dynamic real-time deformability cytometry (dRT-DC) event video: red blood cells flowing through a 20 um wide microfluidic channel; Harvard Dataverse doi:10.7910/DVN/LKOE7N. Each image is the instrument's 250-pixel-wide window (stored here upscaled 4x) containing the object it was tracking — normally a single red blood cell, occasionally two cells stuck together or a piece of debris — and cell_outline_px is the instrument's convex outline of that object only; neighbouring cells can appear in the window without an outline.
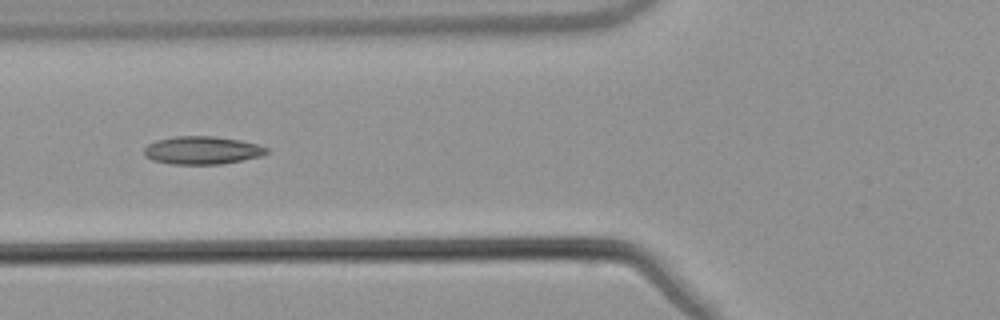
{"species": "common noctule bat (a hibernating species)", "species_latin": "Nyctalus noctula", "temperature_condition": "warm", "stored_images_in_passage": 41, "camera_frame_rate_fps": 3000, "um_per_image_px": 0.085, "animal": {"sex": "male", "body_mass_g": 21.5, "forearm_length_mm": 52.0}, "frame": {"image": 1, "passage_image": 12, "time_ms": 3.667, "image_size_px": [1000, 320], "cell_outline_px": [[268, 152], [260, 156], [220, 164], [172, 164], [152, 160], [144, 156], [144, 148], [148, 144], [156, 140], [176, 136], [212, 136], [240, 140], [256, 144], [268, 148]], "centroid_in_image_um": [17.14, 12.77], "position_along_channel_um": 108.7, "area_um2": 19.83}, "authors_computed_cell_mechanics": {"area_um2": 19.3052, "velocity_mm_per_s": 3.8322, "shape_relaxation_time_tau1_ms": null, "shape_relaxation_time_tau2_ms": 4.6068, "deformation_change_tau1": null, "deformation_change_tau2": 0.1162}}